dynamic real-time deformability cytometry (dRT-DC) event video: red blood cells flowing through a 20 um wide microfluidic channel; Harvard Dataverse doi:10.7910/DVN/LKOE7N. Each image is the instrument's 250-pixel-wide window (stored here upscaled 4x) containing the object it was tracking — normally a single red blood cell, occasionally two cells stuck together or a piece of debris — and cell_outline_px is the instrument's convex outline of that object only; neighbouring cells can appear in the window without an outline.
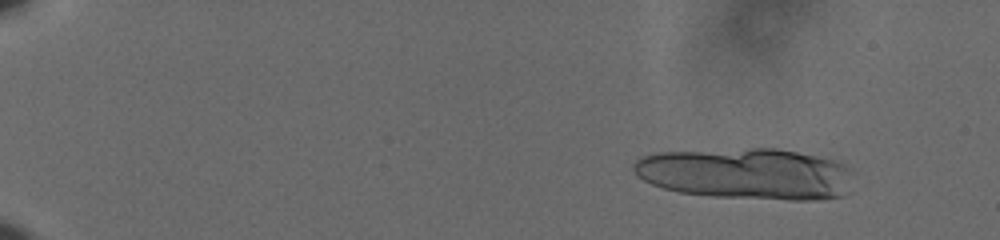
{"species": "human", "species_latin": "Homo sapiens", "temperature_condition": "cold", "stored_images_in_passage": 21, "camera_frame_rate_fps": 3000, "um_per_image_px": 0.085, "donor": {"sex": "male"}, "frame": {"image": 1, "passage_image": 7, "time_ms": 2.0, "image_size_px": [1000, 240], "cell_outline_px": [[856, 172], [840, 196], [812, 200], [788, 200], [712, 196], [680, 192], [664, 188], [652, 184], [644, 180], [632, 168], [632, 164], [640, 156], [656, 152], [752, 148], [776, 148], [816, 156], [832, 160]], "centroid_in_image_um": [63.39, 14.76], "position_along_channel_um": 21.6, "area_um2": 65.55}}